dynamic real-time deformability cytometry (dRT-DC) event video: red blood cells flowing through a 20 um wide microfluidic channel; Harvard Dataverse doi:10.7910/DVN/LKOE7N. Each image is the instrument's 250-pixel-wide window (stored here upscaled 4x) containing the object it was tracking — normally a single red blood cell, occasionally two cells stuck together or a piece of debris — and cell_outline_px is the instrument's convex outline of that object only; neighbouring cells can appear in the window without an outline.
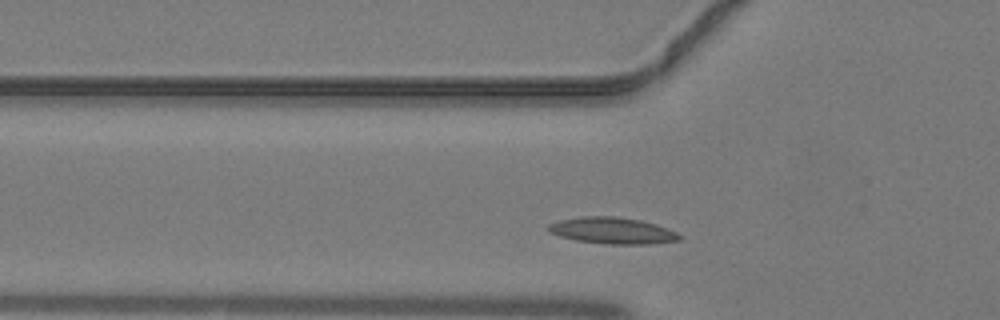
{"species": "common noctule bat (a hibernating species)", "species_latin": "Nyctalus noctula", "temperature_condition": "warm", "stored_images_in_passage": 41, "camera_frame_rate_fps": 3000, "um_per_image_px": 0.085, "animal": {"sex": "male", "body_mass_g": 19.2, "forearm_length_mm": 51.8}, "frame": {"image": 1, "passage_image": 10, "time_ms": 3.0, "image_size_px": [1000, 320], "cell_outline_px": [[684, 236], [680, 240], [652, 244], [604, 244], [576, 240], [560, 236], [548, 232], [548, 224], [560, 220], [580, 216], [616, 216], [640, 220], [656, 224], [676, 232]], "centroid_in_image_um": [52.07, 19.6], "position_along_channel_um": 73.7, "area_um2": 20.35}}
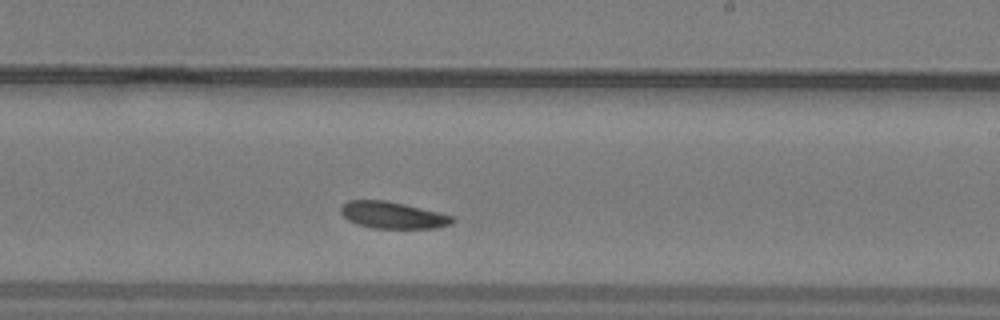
{"frame": {"image": 2, "passage_image": 22, "time_ms": 7.0, "image_size_px": [1000, 320], "cell_outline_px": [[456, 220], [452, 224], [436, 228], [372, 228], [356, 224], [348, 220], [340, 212], [340, 208], [348, 200], [388, 200], [452, 216]], "centroid_in_image_um": [33.36, 18.29], "position_along_channel_um": 255.6, "area_um2": 17.34}}
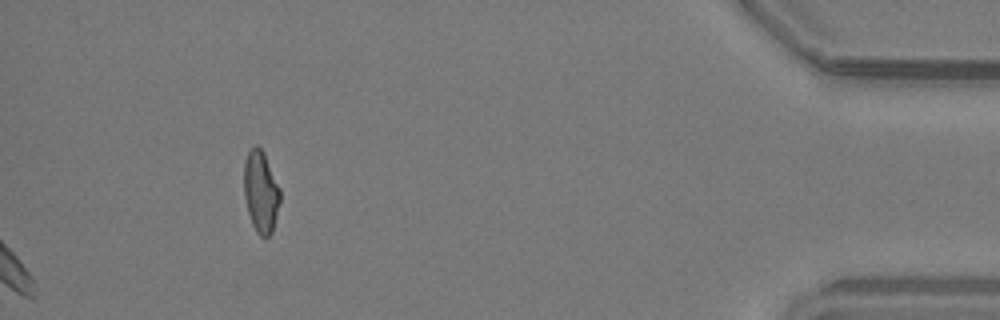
{"frame": {"image": 3, "passage_image": 41, "time_ms": 13.333, "image_size_px": [1000, 320], "cell_outline_px": [[280, 200], [272, 232], [268, 236], [260, 236], [256, 232], [252, 224], [248, 212], [244, 196], [244, 160], [248, 152], [256, 144], [264, 152], [280, 188]], "centroid_in_image_um": [22.16, 16.28], "position_along_channel_um": 413.0, "area_um2": 17.17}}